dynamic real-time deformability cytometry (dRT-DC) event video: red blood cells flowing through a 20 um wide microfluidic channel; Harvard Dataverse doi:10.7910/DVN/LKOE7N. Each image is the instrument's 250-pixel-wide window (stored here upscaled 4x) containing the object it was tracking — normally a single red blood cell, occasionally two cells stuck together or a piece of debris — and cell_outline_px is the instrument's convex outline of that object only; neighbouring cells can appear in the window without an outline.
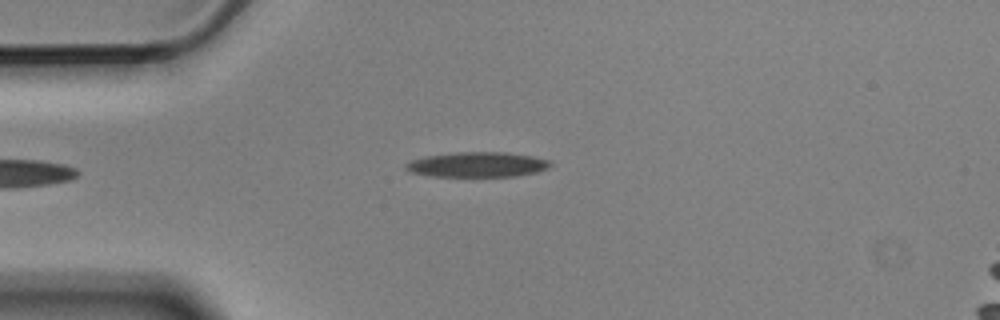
{"species": "Egyptian fruit bat (a non-hibernating species)", "species_latin": "Rousettus aegyptiacus", "temperature_condition": "cold", "stored_images_in_passage": 2, "camera_frame_rate_fps": 3000, "um_per_image_px": 0.085, "animal": {"sex": "male"}, "frame": {"image": 1, "passage_image": 2, "time_ms": 0.333, "image_size_px": [1000, 320], "cell_outline_px": [[552, 164], [548, 168], [536, 172], [516, 176], [428, 176], [412, 172], [404, 168], [404, 164], [412, 160], [424, 156], [456, 152], [504, 152], [532, 156], [552, 160]], "centroid_in_image_um": [40.58, 13.98], "position_along_channel_um": 44.4, "area_um2": 21.15}}